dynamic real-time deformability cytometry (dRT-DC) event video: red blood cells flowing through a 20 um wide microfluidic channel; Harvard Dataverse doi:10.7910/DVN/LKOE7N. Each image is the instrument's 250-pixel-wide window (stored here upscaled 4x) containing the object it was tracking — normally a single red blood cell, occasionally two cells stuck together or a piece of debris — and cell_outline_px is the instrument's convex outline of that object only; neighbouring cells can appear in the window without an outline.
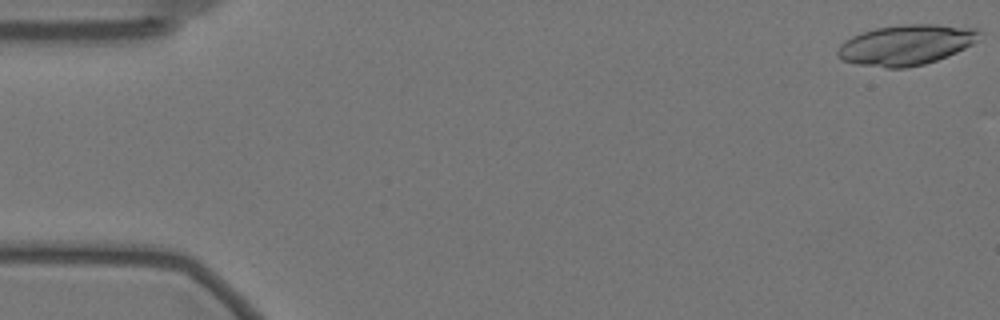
{"species": "Egyptian fruit bat (a non-hibernating species)", "species_latin": "Rousettus aegyptiacus", "temperature_condition": "warm", "stored_images_in_passage": 57, "camera_frame_rate_fps": 3000, "um_per_image_px": 0.085, "animal": {"sex": "female"}, "frame": {"image": 1, "passage_image": 1, "time_ms": 0.0, "image_size_px": [1000, 320], "cell_outline_px": [[984, 32], [972, 44], [948, 56], [924, 64], [904, 68], [884, 68], [856, 64], [840, 60], [836, 56], [836, 52], [840, 44], [844, 40], [852, 36], [876, 28], [904, 24], [940, 24], [980, 28]], "centroid_in_image_um": [77.02, 3.81], "position_along_channel_um": 8.0, "area_um2": 33.7}}